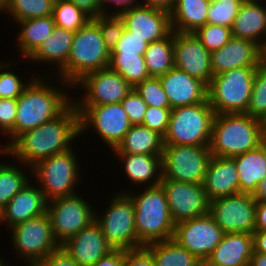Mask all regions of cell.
Segmentation results:
<instances>
[{
	"label": "cell",
	"mask_w": 266,
	"mask_h": 266,
	"mask_svg": "<svg viewBox=\"0 0 266 266\" xmlns=\"http://www.w3.org/2000/svg\"><path fill=\"white\" fill-rule=\"evenodd\" d=\"M255 231H266V202L256 203Z\"/></svg>",
	"instance_id": "cell-53"
},
{
	"label": "cell",
	"mask_w": 266,
	"mask_h": 266,
	"mask_svg": "<svg viewBox=\"0 0 266 266\" xmlns=\"http://www.w3.org/2000/svg\"><path fill=\"white\" fill-rule=\"evenodd\" d=\"M210 201L239 193L238 171L233 158L212 156L203 181Z\"/></svg>",
	"instance_id": "cell-23"
},
{
	"label": "cell",
	"mask_w": 266,
	"mask_h": 266,
	"mask_svg": "<svg viewBox=\"0 0 266 266\" xmlns=\"http://www.w3.org/2000/svg\"><path fill=\"white\" fill-rule=\"evenodd\" d=\"M161 180L162 173L141 195H128L134 204L137 239L143 246L173 238L175 223Z\"/></svg>",
	"instance_id": "cell-2"
},
{
	"label": "cell",
	"mask_w": 266,
	"mask_h": 266,
	"mask_svg": "<svg viewBox=\"0 0 266 266\" xmlns=\"http://www.w3.org/2000/svg\"><path fill=\"white\" fill-rule=\"evenodd\" d=\"M245 114L263 120L266 117V69L256 68L250 102Z\"/></svg>",
	"instance_id": "cell-39"
},
{
	"label": "cell",
	"mask_w": 266,
	"mask_h": 266,
	"mask_svg": "<svg viewBox=\"0 0 266 266\" xmlns=\"http://www.w3.org/2000/svg\"><path fill=\"white\" fill-rule=\"evenodd\" d=\"M77 6L84 14L93 20L101 15L106 14L100 0H69ZM89 14V15H88Z\"/></svg>",
	"instance_id": "cell-51"
},
{
	"label": "cell",
	"mask_w": 266,
	"mask_h": 266,
	"mask_svg": "<svg viewBox=\"0 0 266 266\" xmlns=\"http://www.w3.org/2000/svg\"><path fill=\"white\" fill-rule=\"evenodd\" d=\"M171 108L148 106L142 125L164 137L171 115Z\"/></svg>",
	"instance_id": "cell-44"
},
{
	"label": "cell",
	"mask_w": 266,
	"mask_h": 266,
	"mask_svg": "<svg viewBox=\"0 0 266 266\" xmlns=\"http://www.w3.org/2000/svg\"><path fill=\"white\" fill-rule=\"evenodd\" d=\"M145 247L152 253L155 266H197L201 261L173 239L152 242Z\"/></svg>",
	"instance_id": "cell-31"
},
{
	"label": "cell",
	"mask_w": 266,
	"mask_h": 266,
	"mask_svg": "<svg viewBox=\"0 0 266 266\" xmlns=\"http://www.w3.org/2000/svg\"><path fill=\"white\" fill-rule=\"evenodd\" d=\"M159 79L167 94L171 109L195 105L207 100L208 86L176 67L159 76Z\"/></svg>",
	"instance_id": "cell-21"
},
{
	"label": "cell",
	"mask_w": 266,
	"mask_h": 266,
	"mask_svg": "<svg viewBox=\"0 0 266 266\" xmlns=\"http://www.w3.org/2000/svg\"><path fill=\"white\" fill-rule=\"evenodd\" d=\"M1 7H2V0H0V11H1Z\"/></svg>",
	"instance_id": "cell-65"
},
{
	"label": "cell",
	"mask_w": 266,
	"mask_h": 266,
	"mask_svg": "<svg viewBox=\"0 0 266 266\" xmlns=\"http://www.w3.org/2000/svg\"><path fill=\"white\" fill-rule=\"evenodd\" d=\"M134 90L142 97L147 106L170 108L168 97L159 77H150L140 82Z\"/></svg>",
	"instance_id": "cell-42"
},
{
	"label": "cell",
	"mask_w": 266,
	"mask_h": 266,
	"mask_svg": "<svg viewBox=\"0 0 266 266\" xmlns=\"http://www.w3.org/2000/svg\"><path fill=\"white\" fill-rule=\"evenodd\" d=\"M51 206L47 205V213L51 219L54 238L63 244L67 239L88 227L95 216L87 202L76 194L52 199Z\"/></svg>",
	"instance_id": "cell-10"
},
{
	"label": "cell",
	"mask_w": 266,
	"mask_h": 266,
	"mask_svg": "<svg viewBox=\"0 0 266 266\" xmlns=\"http://www.w3.org/2000/svg\"><path fill=\"white\" fill-rule=\"evenodd\" d=\"M252 196L256 202H266V177L258 183V186Z\"/></svg>",
	"instance_id": "cell-56"
},
{
	"label": "cell",
	"mask_w": 266,
	"mask_h": 266,
	"mask_svg": "<svg viewBox=\"0 0 266 266\" xmlns=\"http://www.w3.org/2000/svg\"><path fill=\"white\" fill-rule=\"evenodd\" d=\"M215 112L208 102L171 110L164 144L209 146Z\"/></svg>",
	"instance_id": "cell-7"
},
{
	"label": "cell",
	"mask_w": 266,
	"mask_h": 266,
	"mask_svg": "<svg viewBox=\"0 0 266 266\" xmlns=\"http://www.w3.org/2000/svg\"><path fill=\"white\" fill-rule=\"evenodd\" d=\"M170 215L175 224L209 213L210 200L203 184L162 179Z\"/></svg>",
	"instance_id": "cell-16"
},
{
	"label": "cell",
	"mask_w": 266,
	"mask_h": 266,
	"mask_svg": "<svg viewBox=\"0 0 266 266\" xmlns=\"http://www.w3.org/2000/svg\"><path fill=\"white\" fill-rule=\"evenodd\" d=\"M163 137L142 124L132 125L114 149L117 153L162 155Z\"/></svg>",
	"instance_id": "cell-29"
},
{
	"label": "cell",
	"mask_w": 266,
	"mask_h": 266,
	"mask_svg": "<svg viewBox=\"0 0 266 266\" xmlns=\"http://www.w3.org/2000/svg\"><path fill=\"white\" fill-rule=\"evenodd\" d=\"M12 228L15 247L28 258L32 266L60 247L54 238L47 212Z\"/></svg>",
	"instance_id": "cell-11"
},
{
	"label": "cell",
	"mask_w": 266,
	"mask_h": 266,
	"mask_svg": "<svg viewBox=\"0 0 266 266\" xmlns=\"http://www.w3.org/2000/svg\"><path fill=\"white\" fill-rule=\"evenodd\" d=\"M60 246L80 266H92L114 250L95 221Z\"/></svg>",
	"instance_id": "cell-20"
},
{
	"label": "cell",
	"mask_w": 266,
	"mask_h": 266,
	"mask_svg": "<svg viewBox=\"0 0 266 266\" xmlns=\"http://www.w3.org/2000/svg\"><path fill=\"white\" fill-rule=\"evenodd\" d=\"M241 4V0H215L211 2L207 12V23L231 28Z\"/></svg>",
	"instance_id": "cell-41"
},
{
	"label": "cell",
	"mask_w": 266,
	"mask_h": 266,
	"mask_svg": "<svg viewBox=\"0 0 266 266\" xmlns=\"http://www.w3.org/2000/svg\"><path fill=\"white\" fill-rule=\"evenodd\" d=\"M80 132V115L74 103L57 118L25 131L0 151L35 166L43 159L69 150V143Z\"/></svg>",
	"instance_id": "cell-1"
},
{
	"label": "cell",
	"mask_w": 266,
	"mask_h": 266,
	"mask_svg": "<svg viewBox=\"0 0 266 266\" xmlns=\"http://www.w3.org/2000/svg\"><path fill=\"white\" fill-rule=\"evenodd\" d=\"M71 149L39 161L35 166L46 200L74 194L77 164Z\"/></svg>",
	"instance_id": "cell-14"
},
{
	"label": "cell",
	"mask_w": 266,
	"mask_h": 266,
	"mask_svg": "<svg viewBox=\"0 0 266 266\" xmlns=\"http://www.w3.org/2000/svg\"><path fill=\"white\" fill-rule=\"evenodd\" d=\"M253 252V234L224 233L206 261L212 266H248Z\"/></svg>",
	"instance_id": "cell-25"
},
{
	"label": "cell",
	"mask_w": 266,
	"mask_h": 266,
	"mask_svg": "<svg viewBox=\"0 0 266 266\" xmlns=\"http://www.w3.org/2000/svg\"><path fill=\"white\" fill-rule=\"evenodd\" d=\"M81 105L75 104L80 115V131L94 125L102 139L115 149L132 126L121 103Z\"/></svg>",
	"instance_id": "cell-12"
},
{
	"label": "cell",
	"mask_w": 266,
	"mask_h": 266,
	"mask_svg": "<svg viewBox=\"0 0 266 266\" xmlns=\"http://www.w3.org/2000/svg\"><path fill=\"white\" fill-rule=\"evenodd\" d=\"M74 33L55 26L52 34L29 56L32 60L58 62L60 69L67 63L72 47Z\"/></svg>",
	"instance_id": "cell-30"
},
{
	"label": "cell",
	"mask_w": 266,
	"mask_h": 266,
	"mask_svg": "<svg viewBox=\"0 0 266 266\" xmlns=\"http://www.w3.org/2000/svg\"><path fill=\"white\" fill-rule=\"evenodd\" d=\"M124 256V249H114L92 266H123Z\"/></svg>",
	"instance_id": "cell-52"
},
{
	"label": "cell",
	"mask_w": 266,
	"mask_h": 266,
	"mask_svg": "<svg viewBox=\"0 0 266 266\" xmlns=\"http://www.w3.org/2000/svg\"><path fill=\"white\" fill-rule=\"evenodd\" d=\"M262 120L245 113L215 114L209 148L212 156L233 158L259 146Z\"/></svg>",
	"instance_id": "cell-3"
},
{
	"label": "cell",
	"mask_w": 266,
	"mask_h": 266,
	"mask_svg": "<svg viewBox=\"0 0 266 266\" xmlns=\"http://www.w3.org/2000/svg\"><path fill=\"white\" fill-rule=\"evenodd\" d=\"M261 47L248 39L232 37L222 48L211 53V71L216 76L239 67H258Z\"/></svg>",
	"instance_id": "cell-22"
},
{
	"label": "cell",
	"mask_w": 266,
	"mask_h": 266,
	"mask_svg": "<svg viewBox=\"0 0 266 266\" xmlns=\"http://www.w3.org/2000/svg\"><path fill=\"white\" fill-rule=\"evenodd\" d=\"M123 266H155L152 253L145 247L125 250Z\"/></svg>",
	"instance_id": "cell-49"
},
{
	"label": "cell",
	"mask_w": 266,
	"mask_h": 266,
	"mask_svg": "<svg viewBox=\"0 0 266 266\" xmlns=\"http://www.w3.org/2000/svg\"><path fill=\"white\" fill-rule=\"evenodd\" d=\"M110 54L99 26L90 20L74 33L67 63L60 69L62 79L76 85L86 74L108 68Z\"/></svg>",
	"instance_id": "cell-5"
},
{
	"label": "cell",
	"mask_w": 266,
	"mask_h": 266,
	"mask_svg": "<svg viewBox=\"0 0 266 266\" xmlns=\"http://www.w3.org/2000/svg\"><path fill=\"white\" fill-rule=\"evenodd\" d=\"M64 93L45 86L35 79L17 98V115L14 125V140L25 131L60 116L70 105Z\"/></svg>",
	"instance_id": "cell-4"
},
{
	"label": "cell",
	"mask_w": 266,
	"mask_h": 266,
	"mask_svg": "<svg viewBox=\"0 0 266 266\" xmlns=\"http://www.w3.org/2000/svg\"><path fill=\"white\" fill-rule=\"evenodd\" d=\"M260 65L266 69V42H261Z\"/></svg>",
	"instance_id": "cell-59"
},
{
	"label": "cell",
	"mask_w": 266,
	"mask_h": 266,
	"mask_svg": "<svg viewBox=\"0 0 266 266\" xmlns=\"http://www.w3.org/2000/svg\"><path fill=\"white\" fill-rule=\"evenodd\" d=\"M146 6L156 8L170 13L174 7L175 0H145Z\"/></svg>",
	"instance_id": "cell-55"
},
{
	"label": "cell",
	"mask_w": 266,
	"mask_h": 266,
	"mask_svg": "<svg viewBox=\"0 0 266 266\" xmlns=\"http://www.w3.org/2000/svg\"><path fill=\"white\" fill-rule=\"evenodd\" d=\"M125 158L124 168L128 177L136 183H145L154 178L156 170L162 169V155L117 153Z\"/></svg>",
	"instance_id": "cell-35"
},
{
	"label": "cell",
	"mask_w": 266,
	"mask_h": 266,
	"mask_svg": "<svg viewBox=\"0 0 266 266\" xmlns=\"http://www.w3.org/2000/svg\"><path fill=\"white\" fill-rule=\"evenodd\" d=\"M48 201L41 189L28 183L0 210V221L7 220L13 227L47 212Z\"/></svg>",
	"instance_id": "cell-24"
},
{
	"label": "cell",
	"mask_w": 266,
	"mask_h": 266,
	"mask_svg": "<svg viewBox=\"0 0 266 266\" xmlns=\"http://www.w3.org/2000/svg\"><path fill=\"white\" fill-rule=\"evenodd\" d=\"M253 253L266 254V231H254L253 233Z\"/></svg>",
	"instance_id": "cell-54"
},
{
	"label": "cell",
	"mask_w": 266,
	"mask_h": 266,
	"mask_svg": "<svg viewBox=\"0 0 266 266\" xmlns=\"http://www.w3.org/2000/svg\"><path fill=\"white\" fill-rule=\"evenodd\" d=\"M55 0H2L1 10L9 11L16 21L51 16Z\"/></svg>",
	"instance_id": "cell-36"
},
{
	"label": "cell",
	"mask_w": 266,
	"mask_h": 266,
	"mask_svg": "<svg viewBox=\"0 0 266 266\" xmlns=\"http://www.w3.org/2000/svg\"><path fill=\"white\" fill-rule=\"evenodd\" d=\"M100 1H101L102 6L104 7L105 1L107 2L108 0H100ZM110 1L117 4L119 7L123 6L122 11H124L132 6L133 0H109V2Z\"/></svg>",
	"instance_id": "cell-58"
},
{
	"label": "cell",
	"mask_w": 266,
	"mask_h": 266,
	"mask_svg": "<svg viewBox=\"0 0 266 266\" xmlns=\"http://www.w3.org/2000/svg\"><path fill=\"white\" fill-rule=\"evenodd\" d=\"M26 87L14 72L5 71L0 73V98L17 99Z\"/></svg>",
	"instance_id": "cell-48"
},
{
	"label": "cell",
	"mask_w": 266,
	"mask_h": 266,
	"mask_svg": "<svg viewBox=\"0 0 266 266\" xmlns=\"http://www.w3.org/2000/svg\"><path fill=\"white\" fill-rule=\"evenodd\" d=\"M21 172L14 166L0 165V210L28 183Z\"/></svg>",
	"instance_id": "cell-38"
},
{
	"label": "cell",
	"mask_w": 266,
	"mask_h": 266,
	"mask_svg": "<svg viewBox=\"0 0 266 266\" xmlns=\"http://www.w3.org/2000/svg\"><path fill=\"white\" fill-rule=\"evenodd\" d=\"M106 212L102 219L95 217V222L113 249L143 247L137 239L134 204L128 194L114 197Z\"/></svg>",
	"instance_id": "cell-9"
},
{
	"label": "cell",
	"mask_w": 266,
	"mask_h": 266,
	"mask_svg": "<svg viewBox=\"0 0 266 266\" xmlns=\"http://www.w3.org/2000/svg\"><path fill=\"white\" fill-rule=\"evenodd\" d=\"M109 68L122 75L132 87L150 78L144 55L111 53Z\"/></svg>",
	"instance_id": "cell-34"
},
{
	"label": "cell",
	"mask_w": 266,
	"mask_h": 266,
	"mask_svg": "<svg viewBox=\"0 0 266 266\" xmlns=\"http://www.w3.org/2000/svg\"><path fill=\"white\" fill-rule=\"evenodd\" d=\"M239 177V193L253 194L266 177V157L258 146L246 153L233 157Z\"/></svg>",
	"instance_id": "cell-26"
},
{
	"label": "cell",
	"mask_w": 266,
	"mask_h": 266,
	"mask_svg": "<svg viewBox=\"0 0 266 266\" xmlns=\"http://www.w3.org/2000/svg\"><path fill=\"white\" fill-rule=\"evenodd\" d=\"M232 37L248 39L261 47L258 37L266 33V8L257 2L242 3L231 27Z\"/></svg>",
	"instance_id": "cell-28"
},
{
	"label": "cell",
	"mask_w": 266,
	"mask_h": 266,
	"mask_svg": "<svg viewBox=\"0 0 266 266\" xmlns=\"http://www.w3.org/2000/svg\"><path fill=\"white\" fill-rule=\"evenodd\" d=\"M147 47L148 43L145 40L134 36L132 32L125 28L122 37L111 53L144 55Z\"/></svg>",
	"instance_id": "cell-46"
},
{
	"label": "cell",
	"mask_w": 266,
	"mask_h": 266,
	"mask_svg": "<svg viewBox=\"0 0 266 266\" xmlns=\"http://www.w3.org/2000/svg\"><path fill=\"white\" fill-rule=\"evenodd\" d=\"M259 146L263 150L265 157H266V134L262 133L260 141H259Z\"/></svg>",
	"instance_id": "cell-60"
},
{
	"label": "cell",
	"mask_w": 266,
	"mask_h": 266,
	"mask_svg": "<svg viewBox=\"0 0 266 266\" xmlns=\"http://www.w3.org/2000/svg\"><path fill=\"white\" fill-rule=\"evenodd\" d=\"M121 105L132 125L143 123L148 106L134 89L121 101Z\"/></svg>",
	"instance_id": "cell-45"
},
{
	"label": "cell",
	"mask_w": 266,
	"mask_h": 266,
	"mask_svg": "<svg viewBox=\"0 0 266 266\" xmlns=\"http://www.w3.org/2000/svg\"><path fill=\"white\" fill-rule=\"evenodd\" d=\"M174 32L165 39L148 44L144 58L150 77H159L174 67Z\"/></svg>",
	"instance_id": "cell-33"
},
{
	"label": "cell",
	"mask_w": 266,
	"mask_h": 266,
	"mask_svg": "<svg viewBox=\"0 0 266 266\" xmlns=\"http://www.w3.org/2000/svg\"><path fill=\"white\" fill-rule=\"evenodd\" d=\"M256 0H241L242 3H255Z\"/></svg>",
	"instance_id": "cell-63"
},
{
	"label": "cell",
	"mask_w": 266,
	"mask_h": 266,
	"mask_svg": "<svg viewBox=\"0 0 266 266\" xmlns=\"http://www.w3.org/2000/svg\"><path fill=\"white\" fill-rule=\"evenodd\" d=\"M19 23L22 25V30L18 43L20 44L22 55L26 57H29L52 34L55 28L52 15L26 19L19 21Z\"/></svg>",
	"instance_id": "cell-32"
},
{
	"label": "cell",
	"mask_w": 266,
	"mask_h": 266,
	"mask_svg": "<svg viewBox=\"0 0 266 266\" xmlns=\"http://www.w3.org/2000/svg\"><path fill=\"white\" fill-rule=\"evenodd\" d=\"M93 21L99 26L105 45L111 52L125 30L124 21L119 14H112L111 16L104 14L93 19Z\"/></svg>",
	"instance_id": "cell-43"
},
{
	"label": "cell",
	"mask_w": 266,
	"mask_h": 266,
	"mask_svg": "<svg viewBox=\"0 0 266 266\" xmlns=\"http://www.w3.org/2000/svg\"><path fill=\"white\" fill-rule=\"evenodd\" d=\"M211 157L209 146L164 144L162 179L203 184Z\"/></svg>",
	"instance_id": "cell-8"
},
{
	"label": "cell",
	"mask_w": 266,
	"mask_h": 266,
	"mask_svg": "<svg viewBox=\"0 0 266 266\" xmlns=\"http://www.w3.org/2000/svg\"><path fill=\"white\" fill-rule=\"evenodd\" d=\"M224 232L207 213L203 216L175 224L173 240L204 261L221 242Z\"/></svg>",
	"instance_id": "cell-15"
},
{
	"label": "cell",
	"mask_w": 266,
	"mask_h": 266,
	"mask_svg": "<svg viewBox=\"0 0 266 266\" xmlns=\"http://www.w3.org/2000/svg\"><path fill=\"white\" fill-rule=\"evenodd\" d=\"M34 266H80L72 257L60 246L58 249L47 255L43 260Z\"/></svg>",
	"instance_id": "cell-50"
},
{
	"label": "cell",
	"mask_w": 266,
	"mask_h": 266,
	"mask_svg": "<svg viewBox=\"0 0 266 266\" xmlns=\"http://www.w3.org/2000/svg\"><path fill=\"white\" fill-rule=\"evenodd\" d=\"M256 203L252 194L238 193L210 201L209 213L224 233L253 234Z\"/></svg>",
	"instance_id": "cell-13"
},
{
	"label": "cell",
	"mask_w": 266,
	"mask_h": 266,
	"mask_svg": "<svg viewBox=\"0 0 266 266\" xmlns=\"http://www.w3.org/2000/svg\"><path fill=\"white\" fill-rule=\"evenodd\" d=\"M209 6L210 3L205 0H175L174 7L169 13L172 30H175L173 32L193 33L197 28L207 24Z\"/></svg>",
	"instance_id": "cell-27"
},
{
	"label": "cell",
	"mask_w": 266,
	"mask_h": 266,
	"mask_svg": "<svg viewBox=\"0 0 266 266\" xmlns=\"http://www.w3.org/2000/svg\"><path fill=\"white\" fill-rule=\"evenodd\" d=\"M248 266H266V254L253 253Z\"/></svg>",
	"instance_id": "cell-57"
},
{
	"label": "cell",
	"mask_w": 266,
	"mask_h": 266,
	"mask_svg": "<svg viewBox=\"0 0 266 266\" xmlns=\"http://www.w3.org/2000/svg\"><path fill=\"white\" fill-rule=\"evenodd\" d=\"M174 67L190 76L210 84L211 53L194 33L174 32Z\"/></svg>",
	"instance_id": "cell-18"
},
{
	"label": "cell",
	"mask_w": 266,
	"mask_h": 266,
	"mask_svg": "<svg viewBox=\"0 0 266 266\" xmlns=\"http://www.w3.org/2000/svg\"><path fill=\"white\" fill-rule=\"evenodd\" d=\"M197 266H212V265H210L206 260H204V261H200L197 264Z\"/></svg>",
	"instance_id": "cell-62"
},
{
	"label": "cell",
	"mask_w": 266,
	"mask_h": 266,
	"mask_svg": "<svg viewBox=\"0 0 266 266\" xmlns=\"http://www.w3.org/2000/svg\"><path fill=\"white\" fill-rule=\"evenodd\" d=\"M55 26L76 32L91 19L69 0H55L52 13Z\"/></svg>",
	"instance_id": "cell-37"
},
{
	"label": "cell",
	"mask_w": 266,
	"mask_h": 266,
	"mask_svg": "<svg viewBox=\"0 0 266 266\" xmlns=\"http://www.w3.org/2000/svg\"><path fill=\"white\" fill-rule=\"evenodd\" d=\"M78 82L88 90L83 105L121 103L134 89L122 75L109 67L88 73Z\"/></svg>",
	"instance_id": "cell-19"
},
{
	"label": "cell",
	"mask_w": 266,
	"mask_h": 266,
	"mask_svg": "<svg viewBox=\"0 0 266 266\" xmlns=\"http://www.w3.org/2000/svg\"><path fill=\"white\" fill-rule=\"evenodd\" d=\"M205 1H207V2L211 3V2H213V1H215V0H205Z\"/></svg>",
	"instance_id": "cell-64"
},
{
	"label": "cell",
	"mask_w": 266,
	"mask_h": 266,
	"mask_svg": "<svg viewBox=\"0 0 266 266\" xmlns=\"http://www.w3.org/2000/svg\"><path fill=\"white\" fill-rule=\"evenodd\" d=\"M262 130L263 134H266V117L262 120Z\"/></svg>",
	"instance_id": "cell-61"
},
{
	"label": "cell",
	"mask_w": 266,
	"mask_h": 266,
	"mask_svg": "<svg viewBox=\"0 0 266 266\" xmlns=\"http://www.w3.org/2000/svg\"><path fill=\"white\" fill-rule=\"evenodd\" d=\"M193 33L210 53L222 48L232 38L231 28L209 23L197 28Z\"/></svg>",
	"instance_id": "cell-40"
},
{
	"label": "cell",
	"mask_w": 266,
	"mask_h": 266,
	"mask_svg": "<svg viewBox=\"0 0 266 266\" xmlns=\"http://www.w3.org/2000/svg\"><path fill=\"white\" fill-rule=\"evenodd\" d=\"M114 14H119L128 31L148 44L161 41L173 32L170 14L156 8L137 4Z\"/></svg>",
	"instance_id": "cell-17"
},
{
	"label": "cell",
	"mask_w": 266,
	"mask_h": 266,
	"mask_svg": "<svg viewBox=\"0 0 266 266\" xmlns=\"http://www.w3.org/2000/svg\"><path fill=\"white\" fill-rule=\"evenodd\" d=\"M17 115V99L0 98V129L10 133L14 141V125Z\"/></svg>",
	"instance_id": "cell-47"
},
{
	"label": "cell",
	"mask_w": 266,
	"mask_h": 266,
	"mask_svg": "<svg viewBox=\"0 0 266 266\" xmlns=\"http://www.w3.org/2000/svg\"><path fill=\"white\" fill-rule=\"evenodd\" d=\"M256 68L239 67L213 76L207 88V99L215 114L246 112Z\"/></svg>",
	"instance_id": "cell-6"
}]
</instances>
